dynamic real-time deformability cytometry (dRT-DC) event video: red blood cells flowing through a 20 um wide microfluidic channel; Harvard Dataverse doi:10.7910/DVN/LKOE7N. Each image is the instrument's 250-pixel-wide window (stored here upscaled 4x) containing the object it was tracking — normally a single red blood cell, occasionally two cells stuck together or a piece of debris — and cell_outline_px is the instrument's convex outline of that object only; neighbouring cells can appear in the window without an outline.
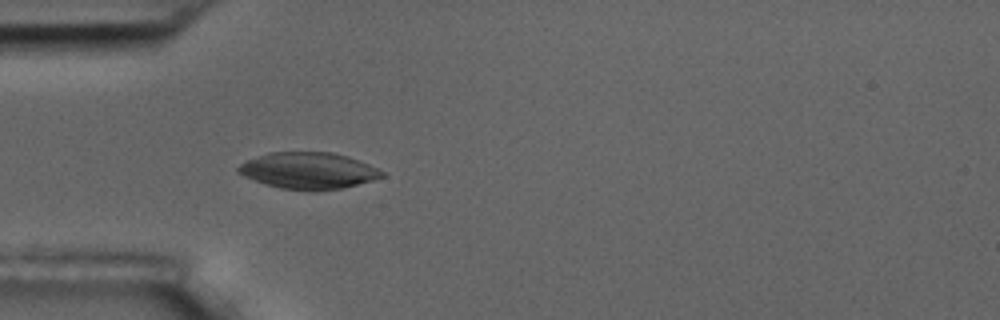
{"species": "common noctule bat (a hibernating species)", "species_latin": "Nyctalus noctula", "temperature_condition": "room temperature", "stored_images_in_passage": 4, "camera_frame_rate_fps": 3000, "um_per_image_px": 0.085, "animal": {"sex": "male", "body_mass_g": 17.5, "forearm_length_mm": 52.3}, "frame": {"image": 1, "passage_image": 4, "time_ms": 3.333, "image_size_px": [1000, 320], "cell_outline_px": [[384, 176], [372, 180], [340, 188], [316, 192], [280, 188], [244, 176], [236, 172], [236, 168], [240, 164], [248, 160], [268, 152], [332, 152], [348, 156], [368, 164], [384, 172]], "centroid_in_image_um": [26.2, 14.5], "position_along_channel_um": 58.8, "area_um2": 30.4}}